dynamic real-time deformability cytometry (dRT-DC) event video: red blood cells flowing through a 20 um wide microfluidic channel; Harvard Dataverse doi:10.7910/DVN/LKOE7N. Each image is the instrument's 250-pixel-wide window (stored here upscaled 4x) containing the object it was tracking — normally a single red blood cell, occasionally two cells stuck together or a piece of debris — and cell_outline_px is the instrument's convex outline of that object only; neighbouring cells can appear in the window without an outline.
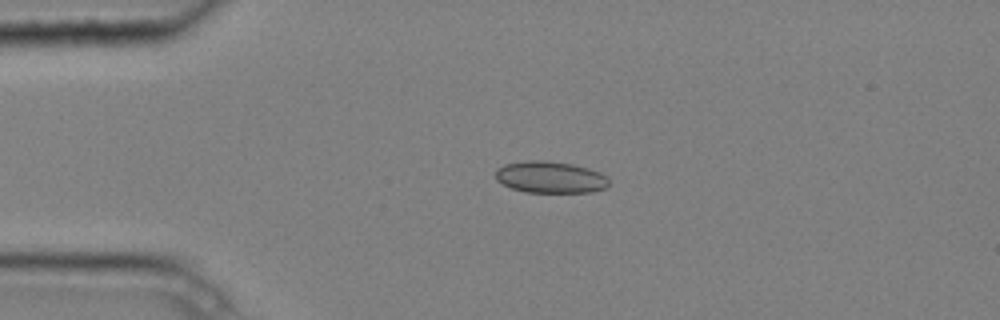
{"species": "common noctule bat (a hibernating species)", "species_latin": "Nyctalus noctula", "temperature_condition": "cold", "stored_images_in_passage": 3, "camera_frame_rate_fps": 3000, "um_per_image_px": 0.085, "animal": {"sex": "male", "body_mass_g": 20.4}, "frame": {"image": 1, "passage_image": 2, "time_ms": 0.333, "image_size_px": [1000, 320], "cell_outline_px": [[608, 188], [592, 192], [524, 192], [512, 188], [496, 180], [496, 168], [504, 164], [528, 160], [544, 160], [572, 164], [588, 168], [600, 172], [608, 176]], "centroid_in_image_um": [46.79, 15.06], "position_along_channel_um": 38.2, "area_um2": 21.1}}